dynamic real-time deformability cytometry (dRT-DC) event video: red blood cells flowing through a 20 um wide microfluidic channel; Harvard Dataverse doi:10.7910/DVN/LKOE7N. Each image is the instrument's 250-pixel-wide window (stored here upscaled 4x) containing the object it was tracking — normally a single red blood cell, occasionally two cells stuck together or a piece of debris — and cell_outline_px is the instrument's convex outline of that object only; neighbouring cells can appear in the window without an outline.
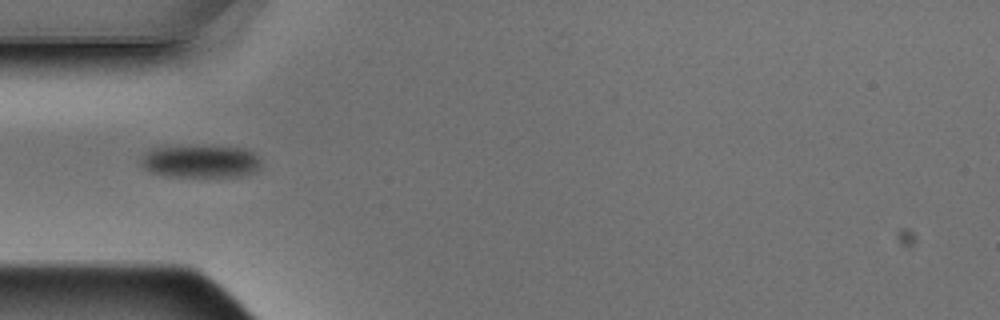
{"species": "Egyptian fruit bat (a non-hibernating species)", "species_latin": "Rousettus aegyptiacus", "temperature_condition": "warm", "stored_images_in_passage": 2, "camera_frame_rate_fps": 3000, "um_per_image_px": 0.085, "animal": {"sex": "male"}, "frame": {"image": 1, "passage_image": 1, "time_ms": 0.0, "image_size_px": [1000, 320], "cell_outline_px": [[260, 168], [256, 172], [244, 176], [164, 176], [148, 172], [140, 164], [140, 160], [144, 152], [148, 148], [160, 144], [196, 144], [244, 148], [252, 152], [260, 160]], "centroid_in_image_um": [16.93, 13.66], "position_along_channel_um": 68.1, "area_um2": 24.28}}
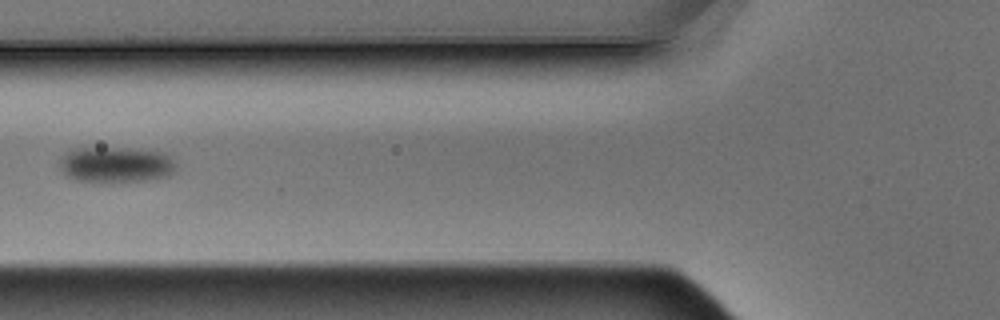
{"frame": {"image": 2, "passage_image": 2, "time_ms": 0.333, "image_size_px": [1000, 320], "cell_outline_px": [[176, 168], [168, 176], [144, 180], [76, 180], [64, 176], [60, 168], [60, 156], [76, 148], [124, 148], [164, 152], [176, 164]], "centroid_in_image_um": [9.82, 13.97], "position_along_channel_um": 116.0, "area_um2": 23.7}}